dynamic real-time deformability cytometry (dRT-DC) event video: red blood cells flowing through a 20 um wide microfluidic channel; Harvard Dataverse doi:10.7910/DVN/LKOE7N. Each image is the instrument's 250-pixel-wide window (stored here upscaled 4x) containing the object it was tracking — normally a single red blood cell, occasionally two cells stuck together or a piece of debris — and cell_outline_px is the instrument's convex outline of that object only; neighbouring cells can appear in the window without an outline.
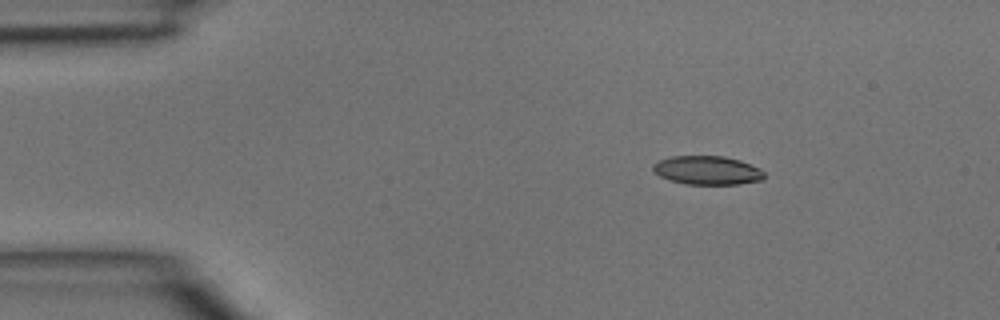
{"species": "common noctule bat (a hibernating species)", "species_latin": "Nyctalus noctula", "temperature_condition": "room temperature", "stored_images_in_passage": 3, "camera_frame_rate_fps": 3000, "um_per_image_px": 0.085, "animal": {"sex": "male", "body_mass_g": 15.6}, "frame": {"image": 1, "passage_image": 2, "time_ms": 0.333, "image_size_px": [1000, 320], "cell_outline_px": [[764, 180], [740, 184], [684, 184], [668, 180], [660, 176], [652, 168], [652, 164], [660, 160], [672, 156], [724, 156], [740, 160], [760, 168], [764, 172]], "centroid_in_image_um": [60.14, 14.48], "position_along_channel_um": 24.9, "area_um2": 18.73}}
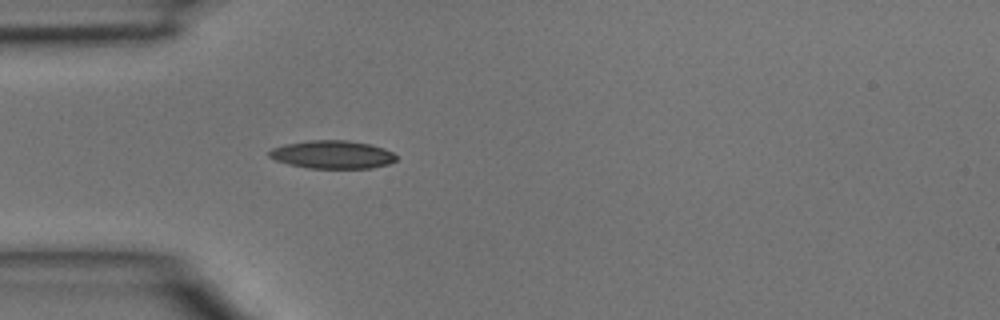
{"frame": {"image": 2, "passage_image": 3, "time_ms": 0.667, "image_size_px": [1000, 320], "cell_outline_px": [[396, 160], [388, 164], [372, 168], [308, 168], [288, 164], [276, 160], [268, 156], [268, 152], [272, 148], [284, 144], [308, 140], [348, 140], [368, 144], [384, 148], [392, 152], [396, 156]], "centroid_in_image_um": [28.23, 13.13], "position_along_channel_um": 56.8, "area_um2": 20.81}}